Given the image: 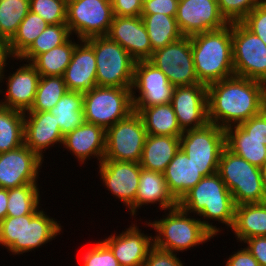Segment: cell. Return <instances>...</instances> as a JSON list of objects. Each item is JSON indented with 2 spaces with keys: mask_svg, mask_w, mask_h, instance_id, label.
<instances>
[{
  "mask_svg": "<svg viewBox=\"0 0 266 266\" xmlns=\"http://www.w3.org/2000/svg\"><path fill=\"white\" fill-rule=\"evenodd\" d=\"M266 84L233 75L207 85L208 122L226 129L265 108Z\"/></svg>",
  "mask_w": 266,
  "mask_h": 266,
  "instance_id": "cell-1",
  "label": "cell"
},
{
  "mask_svg": "<svg viewBox=\"0 0 266 266\" xmlns=\"http://www.w3.org/2000/svg\"><path fill=\"white\" fill-rule=\"evenodd\" d=\"M178 206L188 213L204 217L201 222L214 236L219 235L221 230L211 220L225 224L227 229L233 226L235 204L218 173L203 177L178 201Z\"/></svg>",
  "mask_w": 266,
  "mask_h": 266,
  "instance_id": "cell-2",
  "label": "cell"
},
{
  "mask_svg": "<svg viewBox=\"0 0 266 266\" xmlns=\"http://www.w3.org/2000/svg\"><path fill=\"white\" fill-rule=\"evenodd\" d=\"M198 81L209 85L235 75L232 22L223 28L190 36Z\"/></svg>",
  "mask_w": 266,
  "mask_h": 266,
  "instance_id": "cell-3",
  "label": "cell"
},
{
  "mask_svg": "<svg viewBox=\"0 0 266 266\" xmlns=\"http://www.w3.org/2000/svg\"><path fill=\"white\" fill-rule=\"evenodd\" d=\"M37 210L32 215L9 217L0 222V245L13 255L30 252L52 241L63 226L55 218Z\"/></svg>",
  "mask_w": 266,
  "mask_h": 266,
  "instance_id": "cell-4",
  "label": "cell"
},
{
  "mask_svg": "<svg viewBox=\"0 0 266 266\" xmlns=\"http://www.w3.org/2000/svg\"><path fill=\"white\" fill-rule=\"evenodd\" d=\"M167 211L160 220L145 221L157 234L153 236L155 247L176 254L206 243L214 237L203 225L201 218L195 219L179 206Z\"/></svg>",
  "mask_w": 266,
  "mask_h": 266,
  "instance_id": "cell-5",
  "label": "cell"
},
{
  "mask_svg": "<svg viewBox=\"0 0 266 266\" xmlns=\"http://www.w3.org/2000/svg\"><path fill=\"white\" fill-rule=\"evenodd\" d=\"M217 173L231 192L235 206L266 201L260 168L233 154L226 147L220 155Z\"/></svg>",
  "mask_w": 266,
  "mask_h": 266,
  "instance_id": "cell-6",
  "label": "cell"
},
{
  "mask_svg": "<svg viewBox=\"0 0 266 266\" xmlns=\"http://www.w3.org/2000/svg\"><path fill=\"white\" fill-rule=\"evenodd\" d=\"M95 52L97 86L132 88L136 61L117 42L107 36L85 40Z\"/></svg>",
  "mask_w": 266,
  "mask_h": 266,
  "instance_id": "cell-7",
  "label": "cell"
},
{
  "mask_svg": "<svg viewBox=\"0 0 266 266\" xmlns=\"http://www.w3.org/2000/svg\"><path fill=\"white\" fill-rule=\"evenodd\" d=\"M84 120L107 130L132 112V88L96 86L84 93Z\"/></svg>",
  "mask_w": 266,
  "mask_h": 266,
  "instance_id": "cell-8",
  "label": "cell"
},
{
  "mask_svg": "<svg viewBox=\"0 0 266 266\" xmlns=\"http://www.w3.org/2000/svg\"><path fill=\"white\" fill-rule=\"evenodd\" d=\"M180 148L206 177L218 172L219 159L225 148V129L207 123L197 129L183 131Z\"/></svg>",
  "mask_w": 266,
  "mask_h": 266,
  "instance_id": "cell-9",
  "label": "cell"
},
{
  "mask_svg": "<svg viewBox=\"0 0 266 266\" xmlns=\"http://www.w3.org/2000/svg\"><path fill=\"white\" fill-rule=\"evenodd\" d=\"M147 131L137 112H132L106 130V149L103 160L139 163Z\"/></svg>",
  "mask_w": 266,
  "mask_h": 266,
  "instance_id": "cell-10",
  "label": "cell"
},
{
  "mask_svg": "<svg viewBox=\"0 0 266 266\" xmlns=\"http://www.w3.org/2000/svg\"><path fill=\"white\" fill-rule=\"evenodd\" d=\"M232 51L236 76L266 84V44L241 22H232Z\"/></svg>",
  "mask_w": 266,
  "mask_h": 266,
  "instance_id": "cell-11",
  "label": "cell"
},
{
  "mask_svg": "<svg viewBox=\"0 0 266 266\" xmlns=\"http://www.w3.org/2000/svg\"><path fill=\"white\" fill-rule=\"evenodd\" d=\"M113 17L110 0H76L67 5L66 24L80 40L106 36Z\"/></svg>",
  "mask_w": 266,
  "mask_h": 266,
  "instance_id": "cell-12",
  "label": "cell"
},
{
  "mask_svg": "<svg viewBox=\"0 0 266 266\" xmlns=\"http://www.w3.org/2000/svg\"><path fill=\"white\" fill-rule=\"evenodd\" d=\"M149 61L166 74L174 87L200 83L195 72L190 37L183 36L154 51Z\"/></svg>",
  "mask_w": 266,
  "mask_h": 266,
  "instance_id": "cell-13",
  "label": "cell"
},
{
  "mask_svg": "<svg viewBox=\"0 0 266 266\" xmlns=\"http://www.w3.org/2000/svg\"><path fill=\"white\" fill-rule=\"evenodd\" d=\"M174 88L166 74L149 60L135 63L132 85L135 112L138 113L142 108L171 103ZM135 91L139 94L137 95Z\"/></svg>",
  "mask_w": 266,
  "mask_h": 266,
  "instance_id": "cell-14",
  "label": "cell"
},
{
  "mask_svg": "<svg viewBox=\"0 0 266 266\" xmlns=\"http://www.w3.org/2000/svg\"><path fill=\"white\" fill-rule=\"evenodd\" d=\"M175 19L185 37L229 24L220 12L217 0H179Z\"/></svg>",
  "mask_w": 266,
  "mask_h": 266,
  "instance_id": "cell-15",
  "label": "cell"
},
{
  "mask_svg": "<svg viewBox=\"0 0 266 266\" xmlns=\"http://www.w3.org/2000/svg\"><path fill=\"white\" fill-rule=\"evenodd\" d=\"M42 162L25 144L15 150L0 153V188L12 189L37 184Z\"/></svg>",
  "mask_w": 266,
  "mask_h": 266,
  "instance_id": "cell-16",
  "label": "cell"
},
{
  "mask_svg": "<svg viewBox=\"0 0 266 266\" xmlns=\"http://www.w3.org/2000/svg\"><path fill=\"white\" fill-rule=\"evenodd\" d=\"M171 104L182 131L201 128L208 123L207 85L176 86Z\"/></svg>",
  "mask_w": 266,
  "mask_h": 266,
  "instance_id": "cell-17",
  "label": "cell"
},
{
  "mask_svg": "<svg viewBox=\"0 0 266 266\" xmlns=\"http://www.w3.org/2000/svg\"><path fill=\"white\" fill-rule=\"evenodd\" d=\"M99 174L102 183L113 197L120 199L129 210L135 206V197L141 173L140 163L102 160Z\"/></svg>",
  "mask_w": 266,
  "mask_h": 266,
  "instance_id": "cell-18",
  "label": "cell"
},
{
  "mask_svg": "<svg viewBox=\"0 0 266 266\" xmlns=\"http://www.w3.org/2000/svg\"><path fill=\"white\" fill-rule=\"evenodd\" d=\"M7 60L12 59L7 57L2 65L0 82L2 83L5 79L7 89L5 90L4 99L0 100V105L26 112L33 105L40 74L30 62H26L27 64L23 65L22 63V66H19L15 72H10L6 80L4 76L7 75H4V72H6Z\"/></svg>",
  "mask_w": 266,
  "mask_h": 266,
  "instance_id": "cell-19",
  "label": "cell"
},
{
  "mask_svg": "<svg viewBox=\"0 0 266 266\" xmlns=\"http://www.w3.org/2000/svg\"><path fill=\"white\" fill-rule=\"evenodd\" d=\"M119 43L137 62L149 60L152 46L141 16H114L106 35Z\"/></svg>",
  "mask_w": 266,
  "mask_h": 266,
  "instance_id": "cell-20",
  "label": "cell"
},
{
  "mask_svg": "<svg viewBox=\"0 0 266 266\" xmlns=\"http://www.w3.org/2000/svg\"><path fill=\"white\" fill-rule=\"evenodd\" d=\"M63 138L55 116L49 111L24 112V144L42 161L43 151L55 144H63Z\"/></svg>",
  "mask_w": 266,
  "mask_h": 266,
  "instance_id": "cell-21",
  "label": "cell"
},
{
  "mask_svg": "<svg viewBox=\"0 0 266 266\" xmlns=\"http://www.w3.org/2000/svg\"><path fill=\"white\" fill-rule=\"evenodd\" d=\"M141 231L136 223H132L119 235L113 233L102 240L111 249L120 266L144 265L150 249L154 246V240L152 235L148 236Z\"/></svg>",
  "mask_w": 266,
  "mask_h": 266,
  "instance_id": "cell-22",
  "label": "cell"
},
{
  "mask_svg": "<svg viewBox=\"0 0 266 266\" xmlns=\"http://www.w3.org/2000/svg\"><path fill=\"white\" fill-rule=\"evenodd\" d=\"M71 62L63 74L68 91L87 93L96 86V58L94 49L85 41L78 39ZM81 41V42H80Z\"/></svg>",
  "mask_w": 266,
  "mask_h": 266,
  "instance_id": "cell-23",
  "label": "cell"
},
{
  "mask_svg": "<svg viewBox=\"0 0 266 266\" xmlns=\"http://www.w3.org/2000/svg\"><path fill=\"white\" fill-rule=\"evenodd\" d=\"M62 145L77 157L81 164L91 157L97 158L100 164L106 149V130L96 124L84 122L64 136Z\"/></svg>",
  "mask_w": 266,
  "mask_h": 266,
  "instance_id": "cell-24",
  "label": "cell"
},
{
  "mask_svg": "<svg viewBox=\"0 0 266 266\" xmlns=\"http://www.w3.org/2000/svg\"><path fill=\"white\" fill-rule=\"evenodd\" d=\"M155 203L164 212L178 206V201L169 192L164 173L141 168L135 206L129 212L134 216L142 206Z\"/></svg>",
  "mask_w": 266,
  "mask_h": 266,
  "instance_id": "cell-25",
  "label": "cell"
},
{
  "mask_svg": "<svg viewBox=\"0 0 266 266\" xmlns=\"http://www.w3.org/2000/svg\"><path fill=\"white\" fill-rule=\"evenodd\" d=\"M204 176L197 166L180 148L169 162L164 172L169 192L179 201Z\"/></svg>",
  "mask_w": 266,
  "mask_h": 266,
  "instance_id": "cell-26",
  "label": "cell"
},
{
  "mask_svg": "<svg viewBox=\"0 0 266 266\" xmlns=\"http://www.w3.org/2000/svg\"><path fill=\"white\" fill-rule=\"evenodd\" d=\"M180 149V136L147 134L140 166L147 170L164 173L169 162Z\"/></svg>",
  "mask_w": 266,
  "mask_h": 266,
  "instance_id": "cell-27",
  "label": "cell"
},
{
  "mask_svg": "<svg viewBox=\"0 0 266 266\" xmlns=\"http://www.w3.org/2000/svg\"><path fill=\"white\" fill-rule=\"evenodd\" d=\"M239 242L256 236H266V201L235 206L231 228Z\"/></svg>",
  "mask_w": 266,
  "mask_h": 266,
  "instance_id": "cell-28",
  "label": "cell"
},
{
  "mask_svg": "<svg viewBox=\"0 0 266 266\" xmlns=\"http://www.w3.org/2000/svg\"><path fill=\"white\" fill-rule=\"evenodd\" d=\"M225 147L258 168L266 161L264 142L249 137L239 125L225 129Z\"/></svg>",
  "mask_w": 266,
  "mask_h": 266,
  "instance_id": "cell-29",
  "label": "cell"
},
{
  "mask_svg": "<svg viewBox=\"0 0 266 266\" xmlns=\"http://www.w3.org/2000/svg\"><path fill=\"white\" fill-rule=\"evenodd\" d=\"M138 114L149 135L181 136L183 133L171 103L142 108Z\"/></svg>",
  "mask_w": 266,
  "mask_h": 266,
  "instance_id": "cell-30",
  "label": "cell"
},
{
  "mask_svg": "<svg viewBox=\"0 0 266 266\" xmlns=\"http://www.w3.org/2000/svg\"><path fill=\"white\" fill-rule=\"evenodd\" d=\"M152 46V53L183 37L175 16L141 14Z\"/></svg>",
  "mask_w": 266,
  "mask_h": 266,
  "instance_id": "cell-31",
  "label": "cell"
},
{
  "mask_svg": "<svg viewBox=\"0 0 266 266\" xmlns=\"http://www.w3.org/2000/svg\"><path fill=\"white\" fill-rule=\"evenodd\" d=\"M83 104L84 95L82 93L67 91L57 104L49 110L55 116L63 136L85 122Z\"/></svg>",
  "mask_w": 266,
  "mask_h": 266,
  "instance_id": "cell-32",
  "label": "cell"
},
{
  "mask_svg": "<svg viewBox=\"0 0 266 266\" xmlns=\"http://www.w3.org/2000/svg\"><path fill=\"white\" fill-rule=\"evenodd\" d=\"M77 44L70 37L64 44L39 54L31 64L40 76H63Z\"/></svg>",
  "mask_w": 266,
  "mask_h": 266,
  "instance_id": "cell-33",
  "label": "cell"
},
{
  "mask_svg": "<svg viewBox=\"0 0 266 266\" xmlns=\"http://www.w3.org/2000/svg\"><path fill=\"white\" fill-rule=\"evenodd\" d=\"M24 144V112L0 105V153Z\"/></svg>",
  "mask_w": 266,
  "mask_h": 266,
  "instance_id": "cell-34",
  "label": "cell"
},
{
  "mask_svg": "<svg viewBox=\"0 0 266 266\" xmlns=\"http://www.w3.org/2000/svg\"><path fill=\"white\" fill-rule=\"evenodd\" d=\"M46 21L29 11L12 39L5 45L7 57L18 58L47 27Z\"/></svg>",
  "mask_w": 266,
  "mask_h": 266,
  "instance_id": "cell-35",
  "label": "cell"
},
{
  "mask_svg": "<svg viewBox=\"0 0 266 266\" xmlns=\"http://www.w3.org/2000/svg\"><path fill=\"white\" fill-rule=\"evenodd\" d=\"M71 36L66 23L47 25L43 32L18 58L12 59L31 63L39 54L64 44Z\"/></svg>",
  "mask_w": 266,
  "mask_h": 266,
  "instance_id": "cell-36",
  "label": "cell"
},
{
  "mask_svg": "<svg viewBox=\"0 0 266 266\" xmlns=\"http://www.w3.org/2000/svg\"><path fill=\"white\" fill-rule=\"evenodd\" d=\"M30 11V0H0V42L6 45Z\"/></svg>",
  "mask_w": 266,
  "mask_h": 266,
  "instance_id": "cell-37",
  "label": "cell"
},
{
  "mask_svg": "<svg viewBox=\"0 0 266 266\" xmlns=\"http://www.w3.org/2000/svg\"><path fill=\"white\" fill-rule=\"evenodd\" d=\"M38 184H26L8 189L7 216L32 215L39 210L40 191Z\"/></svg>",
  "mask_w": 266,
  "mask_h": 266,
  "instance_id": "cell-38",
  "label": "cell"
},
{
  "mask_svg": "<svg viewBox=\"0 0 266 266\" xmlns=\"http://www.w3.org/2000/svg\"><path fill=\"white\" fill-rule=\"evenodd\" d=\"M62 76H40L33 105L28 111H49L67 92Z\"/></svg>",
  "mask_w": 266,
  "mask_h": 266,
  "instance_id": "cell-39",
  "label": "cell"
},
{
  "mask_svg": "<svg viewBox=\"0 0 266 266\" xmlns=\"http://www.w3.org/2000/svg\"><path fill=\"white\" fill-rule=\"evenodd\" d=\"M30 11L41 16L48 25L66 23L67 5L61 0H30Z\"/></svg>",
  "mask_w": 266,
  "mask_h": 266,
  "instance_id": "cell-40",
  "label": "cell"
},
{
  "mask_svg": "<svg viewBox=\"0 0 266 266\" xmlns=\"http://www.w3.org/2000/svg\"><path fill=\"white\" fill-rule=\"evenodd\" d=\"M262 0H217L219 10L225 19L231 22H240Z\"/></svg>",
  "mask_w": 266,
  "mask_h": 266,
  "instance_id": "cell-41",
  "label": "cell"
},
{
  "mask_svg": "<svg viewBox=\"0 0 266 266\" xmlns=\"http://www.w3.org/2000/svg\"><path fill=\"white\" fill-rule=\"evenodd\" d=\"M82 266H120L111 249L101 240L83 254Z\"/></svg>",
  "mask_w": 266,
  "mask_h": 266,
  "instance_id": "cell-42",
  "label": "cell"
},
{
  "mask_svg": "<svg viewBox=\"0 0 266 266\" xmlns=\"http://www.w3.org/2000/svg\"><path fill=\"white\" fill-rule=\"evenodd\" d=\"M240 22L266 44V0H262Z\"/></svg>",
  "mask_w": 266,
  "mask_h": 266,
  "instance_id": "cell-43",
  "label": "cell"
},
{
  "mask_svg": "<svg viewBox=\"0 0 266 266\" xmlns=\"http://www.w3.org/2000/svg\"><path fill=\"white\" fill-rule=\"evenodd\" d=\"M239 126L249 137L260 140L266 145V108L249 120L242 122Z\"/></svg>",
  "mask_w": 266,
  "mask_h": 266,
  "instance_id": "cell-44",
  "label": "cell"
},
{
  "mask_svg": "<svg viewBox=\"0 0 266 266\" xmlns=\"http://www.w3.org/2000/svg\"><path fill=\"white\" fill-rule=\"evenodd\" d=\"M177 254L153 246L143 266H184Z\"/></svg>",
  "mask_w": 266,
  "mask_h": 266,
  "instance_id": "cell-45",
  "label": "cell"
},
{
  "mask_svg": "<svg viewBox=\"0 0 266 266\" xmlns=\"http://www.w3.org/2000/svg\"><path fill=\"white\" fill-rule=\"evenodd\" d=\"M179 0H148L142 4L141 14H164L176 16Z\"/></svg>",
  "mask_w": 266,
  "mask_h": 266,
  "instance_id": "cell-46",
  "label": "cell"
},
{
  "mask_svg": "<svg viewBox=\"0 0 266 266\" xmlns=\"http://www.w3.org/2000/svg\"><path fill=\"white\" fill-rule=\"evenodd\" d=\"M114 16H141L142 3L140 0H110Z\"/></svg>",
  "mask_w": 266,
  "mask_h": 266,
  "instance_id": "cell-47",
  "label": "cell"
},
{
  "mask_svg": "<svg viewBox=\"0 0 266 266\" xmlns=\"http://www.w3.org/2000/svg\"><path fill=\"white\" fill-rule=\"evenodd\" d=\"M246 243V249L257 260L260 266H266V236L248 238L242 242Z\"/></svg>",
  "mask_w": 266,
  "mask_h": 266,
  "instance_id": "cell-48",
  "label": "cell"
},
{
  "mask_svg": "<svg viewBox=\"0 0 266 266\" xmlns=\"http://www.w3.org/2000/svg\"><path fill=\"white\" fill-rule=\"evenodd\" d=\"M226 261L225 266H260L252 254L245 248L233 252Z\"/></svg>",
  "mask_w": 266,
  "mask_h": 266,
  "instance_id": "cell-49",
  "label": "cell"
},
{
  "mask_svg": "<svg viewBox=\"0 0 266 266\" xmlns=\"http://www.w3.org/2000/svg\"><path fill=\"white\" fill-rule=\"evenodd\" d=\"M8 189L0 188V222L7 216Z\"/></svg>",
  "mask_w": 266,
  "mask_h": 266,
  "instance_id": "cell-50",
  "label": "cell"
},
{
  "mask_svg": "<svg viewBox=\"0 0 266 266\" xmlns=\"http://www.w3.org/2000/svg\"><path fill=\"white\" fill-rule=\"evenodd\" d=\"M7 58L6 50H5V45L0 42V73L2 69V65Z\"/></svg>",
  "mask_w": 266,
  "mask_h": 266,
  "instance_id": "cell-51",
  "label": "cell"
},
{
  "mask_svg": "<svg viewBox=\"0 0 266 266\" xmlns=\"http://www.w3.org/2000/svg\"><path fill=\"white\" fill-rule=\"evenodd\" d=\"M260 172H261L262 186H263V189L266 193V161L260 167Z\"/></svg>",
  "mask_w": 266,
  "mask_h": 266,
  "instance_id": "cell-52",
  "label": "cell"
},
{
  "mask_svg": "<svg viewBox=\"0 0 266 266\" xmlns=\"http://www.w3.org/2000/svg\"><path fill=\"white\" fill-rule=\"evenodd\" d=\"M62 2H64L66 5L76 1V0H61Z\"/></svg>",
  "mask_w": 266,
  "mask_h": 266,
  "instance_id": "cell-53",
  "label": "cell"
},
{
  "mask_svg": "<svg viewBox=\"0 0 266 266\" xmlns=\"http://www.w3.org/2000/svg\"><path fill=\"white\" fill-rule=\"evenodd\" d=\"M148 0H140V2L142 3V4H144L145 2H147Z\"/></svg>",
  "mask_w": 266,
  "mask_h": 266,
  "instance_id": "cell-54",
  "label": "cell"
}]
</instances>
